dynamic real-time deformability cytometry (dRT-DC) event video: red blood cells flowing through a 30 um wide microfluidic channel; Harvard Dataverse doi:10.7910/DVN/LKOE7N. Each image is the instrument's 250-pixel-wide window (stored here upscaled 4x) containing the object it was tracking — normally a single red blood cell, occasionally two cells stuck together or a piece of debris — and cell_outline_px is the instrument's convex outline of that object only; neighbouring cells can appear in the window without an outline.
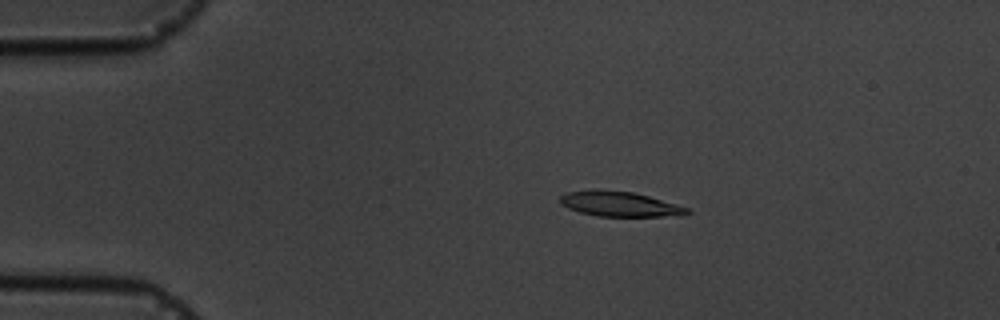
{"species": "common noctule bat (a hibernating species)", "species_latin": "Nyctalus noctula", "temperature_condition": "cold", "stored_images_in_passage": 5, "camera_frame_rate_fps": 3000, "um_per_image_px": 0.085, "animal": {"sex": "male", "body_mass_g": 19.5, "forearm_length_mm": 54.6}, "frame": {"image": 1, "passage_image": 3, "time_ms": 2.333, "image_size_px": [1000, 320], "cell_outline_px": [[692, 212], [684, 216], [596, 216], [580, 212], [568, 208], [560, 204], [560, 196], [568, 192], [596, 188], [632, 192], [648, 196], [676, 204], [688, 208]], "centroid_in_image_um": [52.66, 17.34], "position_along_channel_um": 32.3, "area_um2": 18.67}}